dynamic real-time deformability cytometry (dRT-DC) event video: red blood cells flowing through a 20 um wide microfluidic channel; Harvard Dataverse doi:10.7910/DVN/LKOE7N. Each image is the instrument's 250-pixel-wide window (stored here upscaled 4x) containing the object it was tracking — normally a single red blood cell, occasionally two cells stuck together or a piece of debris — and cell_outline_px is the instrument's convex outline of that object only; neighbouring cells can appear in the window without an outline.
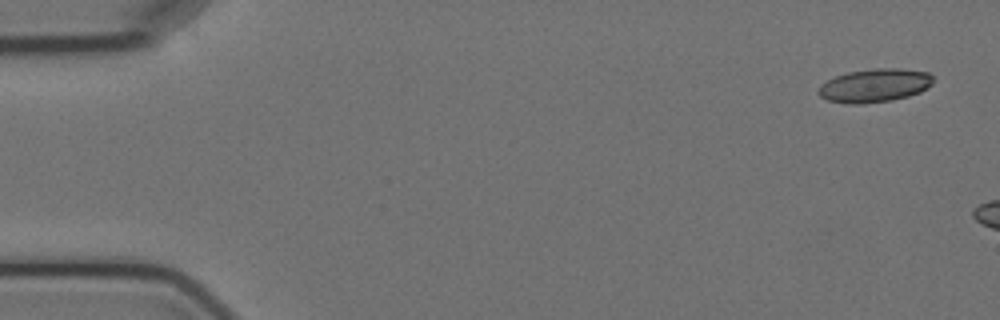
{"species": "Egyptian fruit bat (a non-hibernating species)", "species_latin": "Rousettus aegyptiacus", "temperature_condition": "cold", "stored_images_in_passage": 3, "camera_frame_rate_fps": 3000, "um_per_image_px": 0.085, "animal": {"sex": "female"}, "frame": {"image": 1, "passage_image": 1, "time_ms": 0.0, "image_size_px": [1000, 320], "cell_outline_px": [[932, 84], [928, 88], [920, 92], [908, 96], [892, 100], [860, 104], [852, 104], [828, 100], [820, 96], [816, 92], [820, 84], [836, 76], [848, 72], [876, 68], [900, 68], [928, 72], [932, 76]], "centroid_in_image_um": [74.34, 7.26], "position_along_channel_um": 10.7, "area_um2": 22.37}}